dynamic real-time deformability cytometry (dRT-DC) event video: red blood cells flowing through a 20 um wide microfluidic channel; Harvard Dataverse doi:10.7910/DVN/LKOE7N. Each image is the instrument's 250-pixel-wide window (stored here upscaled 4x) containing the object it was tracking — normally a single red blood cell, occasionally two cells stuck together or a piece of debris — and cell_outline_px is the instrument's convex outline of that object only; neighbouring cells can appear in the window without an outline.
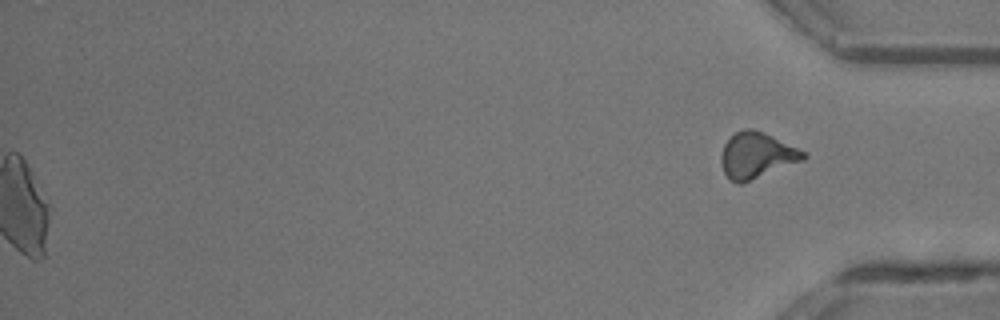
{"species": "common noctule bat (a hibernating species)", "species_latin": "Nyctalus noctula", "temperature_condition": "room temperature", "stored_images_in_passage": 41, "segment_of_instrument_passage": [2, 2], "camera_frame_rate_fps": 3000, "um_per_image_px": 0.085, "animal": {"sex": "male", "body_mass_g": 13.3}, "frame": {"image": 1, "passage_image": 41, "time_ms": 13.333, "image_size_px": [1000, 320], "cell_outline_px": [[808, 156], [804, 160], [740, 184], [736, 184], [728, 180], [724, 172], [720, 160], [720, 156], [724, 144], [736, 132], [744, 128], [752, 128], [772, 136], [808, 152]], "centroid_in_image_um": [64.32, 13.21], "position_along_channel_um": 370.9, "area_um2": 22.08}}